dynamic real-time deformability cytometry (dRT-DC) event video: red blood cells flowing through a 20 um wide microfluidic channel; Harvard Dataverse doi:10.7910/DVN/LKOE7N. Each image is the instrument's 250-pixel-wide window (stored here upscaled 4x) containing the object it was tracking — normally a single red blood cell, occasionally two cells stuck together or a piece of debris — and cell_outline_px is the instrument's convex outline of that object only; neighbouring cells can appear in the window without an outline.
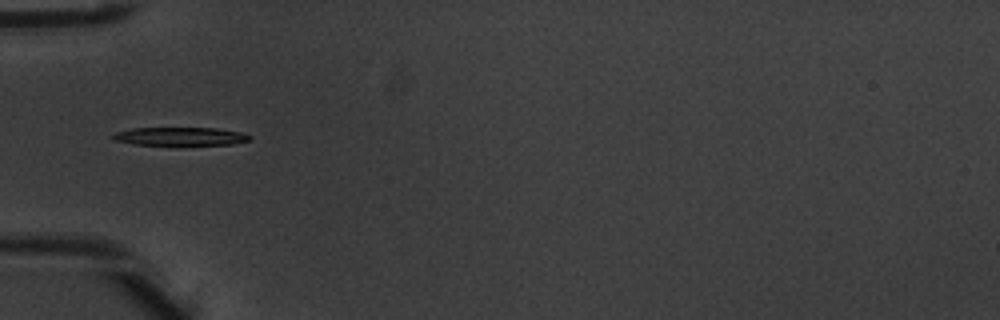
{"species": "common noctule bat (a hibernating species)", "species_latin": "Nyctalus noctula", "temperature_condition": "warm", "stored_images_in_passage": 7, "camera_frame_rate_fps": 3000, "um_per_image_px": 0.085, "animal": {"sex": "male", "body_mass_g": 20.1, "forearm_length_mm": 53.5}, "frame": {"image": 1, "passage_image": 6, "time_ms": 1.667, "image_size_px": [1000, 320], "cell_outline_px": [[252, 140], [232, 144], [136, 144], [116, 140], [112, 136], [116, 132], [132, 128], [216, 128], [240, 132], [252, 136]], "centroid_in_image_um": [15.38, 11.58], "position_along_channel_um": 69.6, "area_um2": 14.16}}